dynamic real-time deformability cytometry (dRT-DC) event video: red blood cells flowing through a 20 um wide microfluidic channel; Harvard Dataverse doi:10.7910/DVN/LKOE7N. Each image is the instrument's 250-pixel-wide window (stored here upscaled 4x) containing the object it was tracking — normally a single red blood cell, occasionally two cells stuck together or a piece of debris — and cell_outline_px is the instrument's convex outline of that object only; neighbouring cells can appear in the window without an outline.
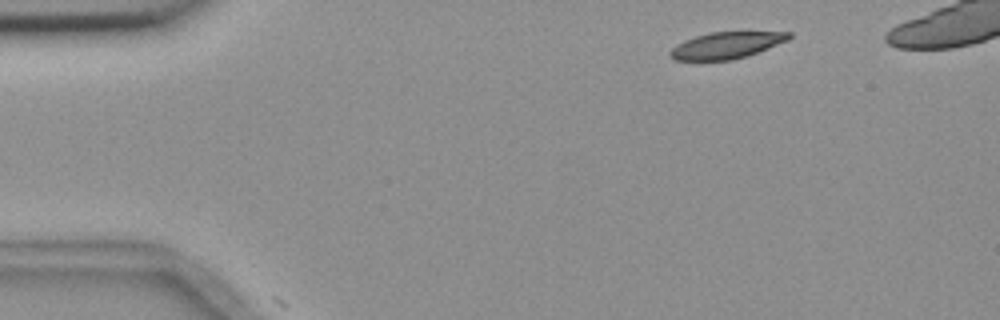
{"species": "common noctule bat (a hibernating species)", "species_latin": "Nyctalus noctula", "temperature_condition": "room temperature", "stored_images_in_passage": 4, "camera_frame_rate_fps": 3000, "um_per_image_px": 0.085, "animal": {"sex": "female", "body_mass_g": 18.4}, "frame": {"image": 1, "passage_image": 1, "time_ms": 0.0, "image_size_px": [1000, 320], "cell_outline_px": [[792, 36], [788, 40], [756, 52], [732, 60], [676, 60], [668, 56], [668, 52], [676, 44], [684, 40], [708, 32], [792, 32]], "centroid_in_image_um": [61.69, 3.84], "position_along_channel_um": 23.3, "area_um2": 18.21}}